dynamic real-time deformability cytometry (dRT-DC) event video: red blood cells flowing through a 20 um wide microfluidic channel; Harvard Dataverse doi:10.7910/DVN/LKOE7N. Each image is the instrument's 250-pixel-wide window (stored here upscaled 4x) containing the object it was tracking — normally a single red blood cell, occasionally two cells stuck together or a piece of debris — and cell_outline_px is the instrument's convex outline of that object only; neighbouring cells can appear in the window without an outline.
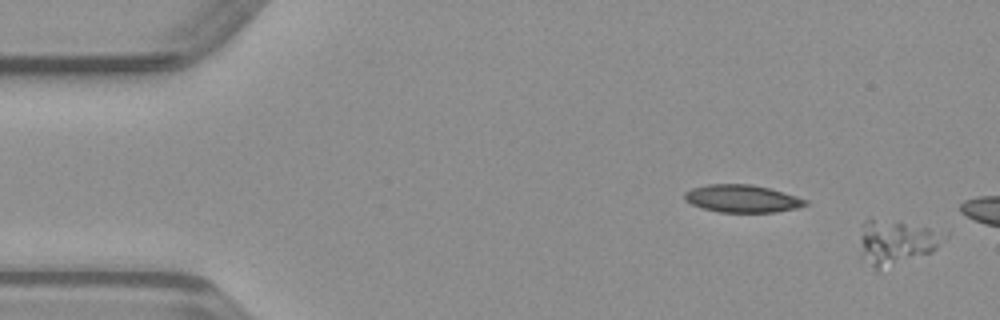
{"species": "common noctule bat (a hibernating species)", "species_latin": "Nyctalus noctula", "temperature_condition": "warm", "stored_images_in_passage": 10, "camera_frame_rate_fps": 3000, "um_per_image_px": 0.085, "animal": {"sex": "male", "body_mass_g": 23.1, "forearm_length_mm": 52.7}, "frame": {"image": 1, "passage_image": 1, "time_ms": 0.0, "image_size_px": [1000, 320], "cell_outline_px": [[948, 236], [932, 252], [880, 272], [860, 256], [860, 240], [864, 220], [872, 216], [948, 232]], "centroid_in_image_um": [76.17, 20.59], "position_along_channel_um": 8.8, "area_um2": 22.54}}